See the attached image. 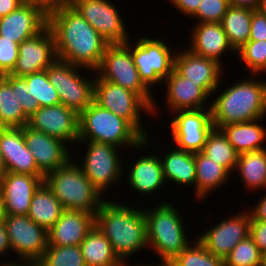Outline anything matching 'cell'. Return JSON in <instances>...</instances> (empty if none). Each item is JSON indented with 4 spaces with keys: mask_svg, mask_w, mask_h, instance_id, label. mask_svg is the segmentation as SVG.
<instances>
[{
    "mask_svg": "<svg viewBox=\"0 0 266 266\" xmlns=\"http://www.w3.org/2000/svg\"><path fill=\"white\" fill-rule=\"evenodd\" d=\"M58 60L95 71L110 44L73 7L47 16Z\"/></svg>",
    "mask_w": 266,
    "mask_h": 266,
    "instance_id": "1",
    "label": "cell"
},
{
    "mask_svg": "<svg viewBox=\"0 0 266 266\" xmlns=\"http://www.w3.org/2000/svg\"><path fill=\"white\" fill-rule=\"evenodd\" d=\"M95 226L110 241L118 258L127 265L131 255L148 248L144 210L105 201L95 212Z\"/></svg>",
    "mask_w": 266,
    "mask_h": 266,
    "instance_id": "2",
    "label": "cell"
},
{
    "mask_svg": "<svg viewBox=\"0 0 266 266\" xmlns=\"http://www.w3.org/2000/svg\"><path fill=\"white\" fill-rule=\"evenodd\" d=\"M214 128L263 119L266 115V80H241L221 92L211 103Z\"/></svg>",
    "mask_w": 266,
    "mask_h": 266,
    "instance_id": "3",
    "label": "cell"
},
{
    "mask_svg": "<svg viewBox=\"0 0 266 266\" xmlns=\"http://www.w3.org/2000/svg\"><path fill=\"white\" fill-rule=\"evenodd\" d=\"M149 138H144L129 122L93 101L79 114V139L111 144L113 146L148 147Z\"/></svg>",
    "mask_w": 266,
    "mask_h": 266,
    "instance_id": "4",
    "label": "cell"
},
{
    "mask_svg": "<svg viewBox=\"0 0 266 266\" xmlns=\"http://www.w3.org/2000/svg\"><path fill=\"white\" fill-rule=\"evenodd\" d=\"M72 159L64 166L48 173L44 182L64 210H81L95 214L105 201L102 198L103 194L93 186L80 166Z\"/></svg>",
    "mask_w": 266,
    "mask_h": 266,
    "instance_id": "5",
    "label": "cell"
},
{
    "mask_svg": "<svg viewBox=\"0 0 266 266\" xmlns=\"http://www.w3.org/2000/svg\"><path fill=\"white\" fill-rule=\"evenodd\" d=\"M144 211L147 241L157 253L160 263H170L191 242L187 240L181 214L170 202H162Z\"/></svg>",
    "mask_w": 266,
    "mask_h": 266,
    "instance_id": "6",
    "label": "cell"
},
{
    "mask_svg": "<svg viewBox=\"0 0 266 266\" xmlns=\"http://www.w3.org/2000/svg\"><path fill=\"white\" fill-rule=\"evenodd\" d=\"M127 43L109 44L106 47L99 67L95 70L96 76L115 85L126 88L137 94L154 113L157 107L154 98L141 81L138 70L132 57V47Z\"/></svg>",
    "mask_w": 266,
    "mask_h": 266,
    "instance_id": "7",
    "label": "cell"
},
{
    "mask_svg": "<svg viewBox=\"0 0 266 266\" xmlns=\"http://www.w3.org/2000/svg\"><path fill=\"white\" fill-rule=\"evenodd\" d=\"M83 68L56 59L45 69L50 83L60 97L61 104L72 108L78 114L94 101L95 78L89 79L80 75L79 72Z\"/></svg>",
    "mask_w": 266,
    "mask_h": 266,
    "instance_id": "8",
    "label": "cell"
},
{
    "mask_svg": "<svg viewBox=\"0 0 266 266\" xmlns=\"http://www.w3.org/2000/svg\"><path fill=\"white\" fill-rule=\"evenodd\" d=\"M12 253L23 260L19 266L36 264L48 247V231L34 223L27 215H5Z\"/></svg>",
    "mask_w": 266,
    "mask_h": 266,
    "instance_id": "9",
    "label": "cell"
},
{
    "mask_svg": "<svg viewBox=\"0 0 266 266\" xmlns=\"http://www.w3.org/2000/svg\"><path fill=\"white\" fill-rule=\"evenodd\" d=\"M132 46V57L141 81L149 87L161 83L174 70L175 53L162 39L141 37Z\"/></svg>",
    "mask_w": 266,
    "mask_h": 266,
    "instance_id": "10",
    "label": "cell"
},
{
    "mask_svg": "<svg viewBox=\"0 0 266 266\" xmlns=\"http://www.w3.org/2000/svg\"><path fill=\"white\" fill-rule=\"evenodd\" d=\"M95 77L94 101L129 122L144 138H147L148 134L141 125L143 121L140 112L144 110L151 114L152 109L132 91Z\"/></svg>",
    "mask_w": 266,
    "mask_h": 266,
    "instance_id": "11",
    "label": "cell"
},
{
    "mask_svg": "<svg viewBox=\"0 0 266 266\" xmlns=\"http://www.w3.org/2000/svg\"><path fill=\"white\" fill-rule=\"evenodd\" d=\"M173 117L169 126L176 148L191 153L202 152L214 128L211 108L180 110L174 112Z\"/></svg>",
    "mask_w": 266,
    "mask_h": 266,
    "instance_id": "12",
    "label": "cell"
},
{
    "mask_svg": "<svg viewBox=\"0 0 266 266\" xmlns=\"http://www.w3.org/2000/svg\"><path fill=\"white\" fill-rule=\"evenodd\" d=\"M87 142L84 164L80 167L93 186L102 194L118 182L122 174L121 159L116 146L93 141Z\"/></svg>",
    "mask_w": 266,
    "mask_h": 266,
    "instance_id": "13",
    "label": "cell"
},
{
    "mask_svg": "<svg viewBox=\"0 0 266 266\" xmlns=\"http://www.w3.org/2000/svg\"><path fill=\"white\" fill-rule=\"evenodd\" d=\"M72 6L110 44L130 41L117 7L109 0H75Z\"/></svg>",
    "mask_w": 266,
    "mask_h": 266,
    "instance_id": "14",
    "label": "cell"
},
{
    "mask_svg": "<svg viewBox=\"0 0 266 266\" xmlns=\"http://www.w3.org/2000/svg\"><path fill=\"white\" fill-rule=\"evenodd\" d=\"M27 126L65 143L79 139V114L63 104L39 107L29 117Z\"/></svg>",
    "mask_w": 266,
    "mask_h": 266,
    "instance_id": "15",
    "label": "cell"
},
{
    "mask_svg": "<svg viewBox=\"0 0 266 266\" xmlns=\"http://www.w3.org/2000/svg\"><path fill=\"white\" fill-rule=\"evenodd\" d=\"M251 215L244 211L223 219L213 228L203 232L197 240L214 256L223 260L233 248L250 233Z\"/></svg>",
    "mask_w": 266,
    "mask_h": 266,
    "instance_id": "16",
    "label": "cell"
},
{
    "mask_svg": "<svg viewBox=\"0 0 266 266\" xmlns=\"http://www.w3.org/2000/svg\"><path fill=\"white\" fill-rule=\"evenodd\" d=\"M19 57L9 73L15 77H24L44 71L56 59L53 33L46 26L36 36L19 44Z\"/></svg>",
    "mask_w": 266,
    "mask_h": 266,
    "instance_id": "17",
    "label": "cell"
},
{
    "mask_svg": "<svg viewBox=\"0 0 266 266\" xmlns=\"http://www.w3.org/2000/svg\"><path fill=\"white\" fill-rule=\"evenodd\" d=\"M223 66L217 61L193 53L190 49L176 52L174 69L199 86L208 96L218 90Z\"/></svg>",
    "mask_w": 266,
    "mask_h": 266,
    "instance_id": "18",
    "label": "cell"
},
{
    "mask_svg": "<svg viewBox=\"0 0 266 266\" xmlns=\"http://www.w3.org/2000/svg\"><path fill=\"white\" fill-rule=\"evenodd\" d=\"M45 176L6 172L0 178L5 215H28L33 195Z\"/></svg>",
    "mask_w": 266,
    "mask_h": 266,
    "instance_id": "19",
    "label": "cell"
},
{
    "mask_svg": "<svg viewBox=\"0 0 266 266\" xmlns=\"http://www.w3.org/2000/svg\"><path fill=\"white\" fill-rule=\"evenodd\" d=\"M23 133L26 146L44 176L64 166L72 158L65 142L35 131L27 125L23 127Z\"/></svg>",
    "mask_w": 266,
    "mask_h": 266,
    "instance_id": "20",
    "label": "cell"
},
{
    "mask_svg": "<svg viewBox=\"0 0 266 266\" xmlns=\"http://www.w3.org/2000/svg\"><path fill=\"white\" fill-rule=\"evenodd\" d=\"M47 26V16L26 1L16 10L0 18V36L20 44Z\"/></svg>",
    "mask_w": 266,
    "mask_h": 266,
    "instance_id": "21",
    "label": "cell"
},
{
    "mask_svg": "<svg viewBox=\"0 0 266 266\" xmlns=\"http://www.w3.org/2000/svg\"><path fill=\"white\" fill-rule=\"evenodd\" d=\"M0 151L7 172L44 176L26 146L23 127L0 128Z\"/></svg>",
    "mask_w": 266,
    "mask_h": 266,
    "instance_id": "22",
    "label": "cell"
},
{
    "mask_svg": "<svg viewBox=\"0 0 266 266\" xmlns=\"http://www.w3.org/2000/svg\"><path fill=\"white\" fill-rule=\"evenodd\" d=\"M95 226V214L81 210H64L48 231V246H76Z\"/></svg>",
    "mask_w": 266,
    "mask_h": 266,
    "instance_id": "23",
    "label": "cell"
},
{
    "mask_svg": "<svg viewBox=\"0 0 266 266\" xmlns=\"http://www.w3.org/2000/svg\"><path fill=\"white\" fill-rule=\"evenodd\" d=\"M166 81V103L169 111L204 109L209 96L195 83L182 77L175 69Z\"/></svg>",
    "mask_w": 266,
    "mask_h": 266,
    "instance_id": "24",
    "label": "cell"
},
{
    "mask_svg": "<svg viewBox=\"0 0 266 266\" xmlns=\"http://www.w3.org/2000/svg\"><path fill=\"white\" fill-rule=\"evenodd\" d=\"M192 32L190 50L197 55L222 65L221 55L228 50L236 52L229 44L221 23H196Z\"/></svg>",
    "mask_w": 266,
    "mask_h": 266,
    "instance_id": "25",
    "label": "cell"
},
{
    "mask_svg": "<svg viewBox=\"0 0 266 266\" xmlns=\"http://www.w3.org/2000/svg\"><path fill=\"white\" fill-rule=\"evenodd\" d=\"M139 157L128 174L129 186L139 194H156L157 189L163 187V184L165 186L160 156L151 153L150 156L145 154Z\"/></svg>",
    "mask_w": 266,
    "mask_h": 266,
    "instance_id": "26",
    "label": "cell"
},
{
    "mask_svg": "<svg viewBox=\"0 0 266 266\" xmlns=\"http://www.w3.org/2000/svg\"><path fill=\"white\" fill-rule=\"evenodd\" d=\"M260 120L228 124L219 129L238 154L259 151L266 149L262 145L266 139V128L258 123Z\"/></svg>",
    "mask_w": 266,
    "mask_h": 266,
    "instance_id": "27",
    "label": "cell"
},
{
    "mask_svg": "<svg viewBox=\"0 0 266 266\" xmlns=\"http://www.w3.org/2000/svg\"><path fill=\"white\" fill-rule=\"evenodd\" d=\"M165 154L164 158L160 156L165 182L172 181L178 185H189V187L194 185L196 180L195 153L174 148Z\"/></svg>",
    "mask_w": 266,
    "mask_h": 266,
    "instance_id": "28",
    "label": "cell"
},
{
    "mask_svg": "<svg viewBox=\"0 0 266 266\" xmlns=\"http://www.w3.org/2000/svg\"><path fill=\"white\" fill-rule=\"evenodd\" d=\"M64 208L52 190L43 182L33 195L28 217L49 231L62 215Z\"/></svg>",
    "mask_w": 266,
    "mask_h": 266,
    "instance_id": "29",
    "label": "cell"
},
{
    "mask_svg": "<svg viewBox=\"0 0 266 266\" xmlns=\"http://www.w3.org/2000/svg\"><path fill=\"white\" fill-rule=\"evenodd\" d=\"M79 246L86 266H127L118 258L110 241L96 226Z\"/></svg>",
    "mask_w": 266,
    "mask_h": 266,
    "instance_id": "30",
    "label": "cell"
},
{
    "mask_svg": "<svg viewBox=\"0 0 266 266\" xmlns=\"http://www.w3.org/2000/svg\"><path fill=\"white\" fill-rule=\"evenodd\" d=\"M196 180L195 196L201 201L215 188H219L231 175L224 167L202 152L195 153Z\"/></svg>",
    "mask_w": 266,
    "mask_h": 266,
    "instance_id": "31",
    "label": "cell"
},
{
    "mask_svg": "<svg viewBox=\"0 0 266 266\" xmlns=\"http://www.w3.org/2000/svg\"><path fill=\"white\" fill-rule=\"evenodd\" d=\"M28 120L16 97V77L8 74L0 86V128H22Z\"/></svg>",
    "mask_w": 266,
    "mask_h": 266,
    "instance_id": "32",
    "label": "cell"
},
{
    "mask_svg": "<svg viewBox=\"0 0 266 266\" xmlns=\"http://www.w3.org/2000/svg\"><path fill=\"white\" fill-rule=\"evenodd\" d=\"M254 11L245 7L229 6L223 16L221 22L223 30L229 44L235 51L249 40L252 13Z\"/></svg>",
    "mask_w": 266,
    "mask_h": 266,
    "instance_id": "33",
    "label": "cell"
},
{
    "mask_svg": "<svg viewBox=\"0 0 266 266\" xmlns=\"http://www.w3.org/2000/svg\"><path fill=\"white\" fill-rule=\"evenodd\" d=\"M235 170L248 190L266 189V149L239 154Z\"/></svg>",
    "mask_w": 266,
    "mask_h": 266,
    "instance_id": "34",
    "label": "cell"
},
{
    "mask_svg": "<svg viewBox=\"0 0 266 266\" xmlns=\"http://www.w3.org/2000/svg\"><path fill=\"white\" fill-rule=\"evenodd\" d=\"M202 153L224 167L229 173L236 169L239 154L220 129H212Z\"/></svg>",
    "mask_w": 266,
    "mask_h": 266,
    "instance_id": "35",
    "label": "cell"
},
{
    "mask_svg": "<svg viewBox=\"0 0 266 266\" xmlns=\"http://www.w3.org/2000/svg\"><path fill=\"white\" fill-rule=\"evenodd\" d=\"M37 266H86L79 245L48 246Z\"/></svg>",
    "mask_w": 266,
    "mask_h": 266,
    "instance_id": "36",
    "label": "cell"
},
{
    "mask_svg": "<svg viewBox=\"0 0 266 266\" xmlns=\"http://www.w3.org/2000/svg\"><path fill=\"white\" fill-rule=\"evenodd\" d=\"M191 244L170 262L172 266H224V260L211 254L198 240Z\"/></svg>",
    "mask_w": 266,
    "mask_h": 266,
    "instance_id": "37",
    "label": "cell"
},
{
    "mask_svg": "<svg viewBox=\"0 0 266 266\" xmlns=\"http://www.w3.org/2000/svg\"><path fill=\"white\" fill-rule=\"evenodd\" d=\"M22 78L27 82L28 90L37 99L40 107L61 104L60 97L50 83L46 70Z\"/></svg>",
    "mask_w": 266,
    "mask_h": 266,
    "instance_id": "38",
    "label": "cell"
},
{
    "mask_svg": "<svg viewBox=\"0 0 266 266\" xmlns=\"http://www.w3.org/2000/svg\"><path fill=\"white\" fill-rule=\"evenodd\" d=\"M262 253L248 236L241 240L224 259V266H261Z\"/></svg>",
    "mask_w": 266,
    "mask_h": 266,
    "instance_id": "39",
    "label": "cell"
},
{
    "mask_svg": "<svg viewBox=\"0 0 266 266\" xmlns=\"http://www.w3.org/2000/svg\"><path fill=\"white\" fill-rule=\"evenodd\" d=\"M237 53L251 74L266 73V41H247Z\"/></svg>",
    "mask_w": 266,
    "mask_h": 266,
    "instance_id": "40",
    "label": "cell"
},
{
    "mask_svg": "<svg viewBox=\"0 0 266 266\" xmlns=\"http://www.w3.org/2000/svg\"><path fill=\"white\" fill-rule=\"evenodd\" d=\"M228 8V0H201L197 11L191 17L199 19L198 23H221Z\"/></svg>",
    "mask_w": 266,
    "mask_h": 266,
    "instance_id": "41",
    "label": "cell"
},
{
    "mask_svg": "<svg viewBox=\"0 0 266 266\" xmlns=\"http://www.w3.org/2000/svg\"><path fill=\"white\" fill-rule=\"evenodd\" d=\"M19 44L0 36V70L9 74L19 57Z\"/></svg>",
    "mask_w": 266,
    "mask_h": 266,
    "instance_id": "42",
    "label": "cell"
},
{
    "mask_svg": "<svg viewBox=\"0 0 266 266\" xmlns=\"http://www.w3.org/2000/svg\"><path fill=\"white\" fill-rule=\"evenodd\" d=\"M28 89L27 82L22 77H16V97L24 113L30 117L40 106Z\"/></svg>",
    "mask_w": 266,
    "mask_h": 266,
    "instance_id": "43",
    "label": "cell"
},
{
    "mask_svg": "<svg viewBox=\"0 0 266 266\" xmlns=\"http://www.w3.org/2000/svg\"><path fill=\"white\" fill-rule=\"evenodd\" d=\"M266 41V16L258 10L252 13L251 28L248 41Z\"/></svg>",
    "mask_w": 266,
    "mask_h": 266,
    "instance_id": "44",
    "label": "cell"
},
{
    "mask_svg": "<svg viewBox=\"0 0 266 266\" xmlns=\"http://www.w3.org/2000/svg\"><path fill=\"white\" fill-rule=\"evenodd\" d=\"M27 3L39 8L46 16L51 13L70 7L75 0H25Z\"/></svg>",
    "mask_w": 266,
    "mask_h": 266,
    "instance_id": "45",
    "label": "cell"
},
{
    "mask_svg": "<svg viewBox=\"0 0 266 266\" xmlns=\"http://www.w3.org/2000/svg\"><path fill=\"white\" fill-rule=\"evenodd\" d=\"M249 236L261 253L266 251V221L254 220L251 217Z\"/></svg>",
    "mask_w": 266,
    "mask_h": 266,
    "instance_id": "46",
    "label": "cell"
},
{
    "mask_svg": "<svg viewBox=\"0 0 266 266\" xmlns=\"http://www.w3.org/2000/svg\"><path fill=\"white\" fill-rule=\"evenodd\" d=\"M183 14L191 17L198 9L201 0H169Z\"/></svg>",
    "mask_w": 266,
    "mask_h": 266,
    "instance_id": "47",
    "label": "cell"
},
{
    "mask_svg": "<svg viewBox=\"0 0 266 266\" xmlns=\"http://www.w3.org/2000/svg\"><path fill=\"white\" fill-rule=\"evenodd\" d=\"M25 0H0V18L16 10Z\"/></svg>",
    "mask_w": 266,
    "mask_h": 266,
    "instance_id": "48",
    "label": "cell"
},
{
    "mask_svg": "<svg viewBox=\"0 0 266 266\" xmlns=\"http://www.w3.org/2000/svg\"><path fill=\"white\" fill-rule=\"evenodd\" d=\"M264 197L258 201V204L251 209L250 215L254 220L266 221V194Z\"/></svg>",
    "mask_w": 266,
    "mask_h": 266,
    "instance_id": "49",
    "label": "cell"
},
{
    "mask_svg": "<svg viewBox=\"0 0 266 266\" xmlns=\"http://www.w3.org/2000/svg\"><path fill=\"white\" fill-rule=\"evenodd\" d=\"M11 250L10 241L5 225L0 223V256H4Z\"/></svg>",
    "mask_w": 266,
    "mask_h": 266,
    "instance_id": "50",
    "label": "cell"
},
{
    "mask_svg": "<svg viewBox=\"0 0 266 266\" xmlns=\"http://www.w3.org/2000/svg\"><path fill=\"white\" fill-rule=\"evenodd\" d=\"M229 6L245 7L252 10L259 8L261 0H228Z\"/></svg>",
    "mask_w": 266,
    "mask_h": 266,
    "instance_id": "51",
    "label": "cell"
},
{
    "mask_svg": "<svg viewBox=\"0 0 266 266\" xmlns=\"http://www.w3.org/2000/svg\"><path fill=\"white\" fill-rule=\"evenodd\" d=\"M4 218H5L4 203L0 193V223L3 222Z\"/></svg>",
    "mask_w": 266,
    "mask_h": 266,
    "instance_id": "52",
    "label": "cell"
},
{
    "mask_svg": "<svg viewBox=\"0 0 266 266\" xmlns=\"http://www.w3.org/2000/svg\"><path fill=\"white\" fill-rule=\"evenodd\" d=\"M6 168H5V164L2 158V154L0 151V178L6 173Z\"/></svg>",
    "mask_w": 266,
    "mask_h": 266,
    "instance_id": "53",
    "label": "cell"
},
{
    "mask_svg": "<svg viewBox=\"0 0 266 266\" xmlns=\"http://www.w3.org/2000/svg\"><path fill=\"white\" fill-rule=\"evenodd\" d=\"M261 14L266 16V0H261L259 8L257 9Z\"/></svg>",
    "mask_w": 266,
    "mask_h": 266,
    "instance_id": "54",
    "label": "cell"
},
{
    "mask_svg": "<svg viewBox=\"0 0 266 266\" xmlns=\"http://www.w3.org/2000/svg\"><path fill=\"white\" fill-rule=\"evenodd\" d=\"M7 73L4 71H0V86L3 84V82L6 80Z\"/></svg>",
    "mask_w": 266,
    "mask_h": 266,
    "instance_id": "55",
    "label": "cell"
},
{
    "mask_svg": "<svg viewBox=\"0 0 266 266\" xmlns=\"http://www.w3.org/2000/svg\"><path fill=\"white\" fill-rule=\"evenodd\" d=\"M0 266H19V263L18 262H16L15 260L13 261V262H7V263H0Z\"/></svg>",
    "mask_w": 266,
    "mask_h": 266,
    "instance_id": "56",
    "label": "cell"
},
{
    "mask_svg": "<svg viewBox=\"0 0 266 266\" xmlns=\"http://www.w3.org/2000/svg\"><path fill=\"white\" fill-rule=\"evenodd\" d=\"M261 266H266V251L262 253Z\"/></svg>",
    "mask_w": 266,
    "mask_h": 266,
    "instance_id": "57",
    "label": "cell"
},
{
    "mask_svg": "<svg viewBox=\"0 0 266 266\" xmlns=\"http://www.w3.org/2000/svg\"><path fill=\"white\" fill-rule=\"evenodd\" d=\"M141 266V265H140ZM157 266V265H156ZM158 266H172L170 263H160Z\"/></svg>",
    "mask_w": 266,
    "mask_h": 266,
    "instance_id": "58",
    "label": "cell"
}]
</instances>
